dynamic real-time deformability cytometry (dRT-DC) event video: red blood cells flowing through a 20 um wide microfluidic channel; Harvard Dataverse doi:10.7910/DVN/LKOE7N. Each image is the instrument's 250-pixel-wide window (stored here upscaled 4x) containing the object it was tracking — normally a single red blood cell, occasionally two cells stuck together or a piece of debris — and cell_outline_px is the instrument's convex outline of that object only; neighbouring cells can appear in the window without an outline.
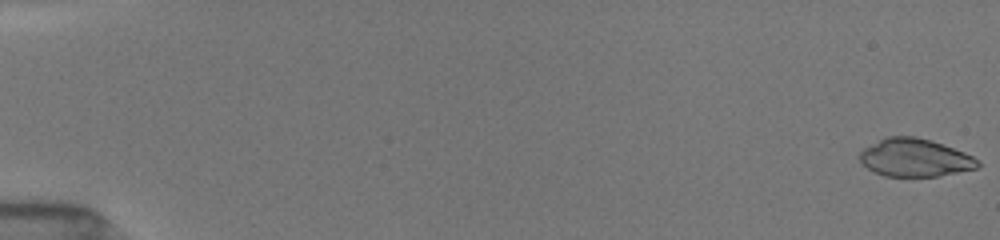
{"species": "common noctule bat (a hibernating species)", "species_latin": "Nyctalus noctula", "temperature_condition": "room temperature", "stored_images_in_passage": 12, "camera_frame_rate_fps": 3000, "um_per_image_px": 0.085, "animal": {"sex": "female", "body_mass_g": 19.5, "forearm_length_mm": 54.1}, "frame": {"image": 1, "passage_image": 1, "time_ms": 0.0, "image_size_px": [1000, 240], "cell_outline_px": [[980, 164], [976, 168], [936, 176], [884, 176], [868, 168], [860, 160], [860, 152], [864, 148], [888, 136], [912, 136], [928, 140], [964, 152], [972, 156]], "centroid_in_image_um": [77.74, 13.41], "position_along_channel_um": 7.3, "area_um2": 25.37}}
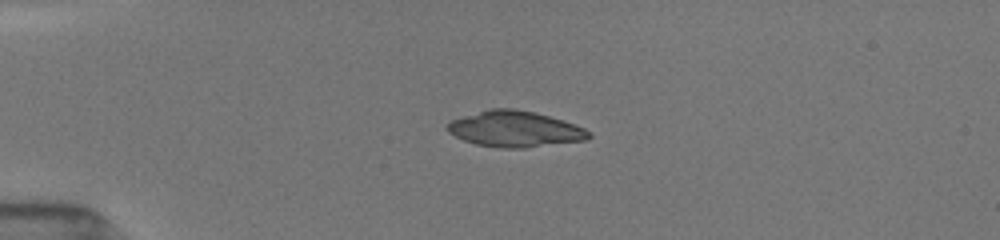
{"frame": {"image": 2, "passage_image": 11, "time_ms": 4.333, "image_size_px": [1000, 240], "cell_outline_px": [[592, 136], [584, 140], [524, 148], [500, 148], [476, 144], [464, 140], [448, 132], [448, 124], [452, 120], [488, 108], [516, 108], [548, 116], [584, 128]], "centroid_in_image_um": [43.74, 10.97], "position_along_channel_um": 41.3, "area_um2": 29.13}}